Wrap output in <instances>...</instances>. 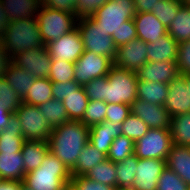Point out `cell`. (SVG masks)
<instances>
[{"label":"cell","instance_id":"1","mask_svg":"<svg viewBox=\"0 0 190 190\" xmlns=\"http://www.w3.org/2000/svg\"><path fill=\"white\" fill-rule=\"evenodd\" d=\"M47 142L49 152L71 170L89 142V127L81 121L69 120L53 129Z\"/></svg>","mask_w":190,"mask_h":190},{"label":"cell","instance_id":"2","mask_svg":"<svg viewBox=\"0 0 190 190\" xmlns=\"http://www.w3.org/2000/svg\"><path fill=\"white\" fill-rule=\"evenodd\" d=\"M0 45L12 58L31 48H43L45 44L41 37L37 17L10 22L0 37Z\"/></svg>","mask_w":190,"mask_h":190},{"label":"cell","instance_id":"3","mask_svg":"<svg viewBox=\"0 0 190 190\" xmlns=\"http://www.w3.org/2000/svg\"><path fill=\"white\" fill-rule=\"evenodd\" d=\"M71 178V171L48 152L41 165L25 175L23 184L32 190H64Z\"/></svg>","mask_w":190,"mask_h":190},{"label":"cell","instance_id":"4","mask_svg":"<svg viewBox=\"0 0 190 190\" xmlns=\"http://www.w3.org/2000/svg\"><path fill=\"white\" fill-rule=\"evenodd\" d=\"M136 72L115 66L106 75L105 102L131 105L137 99Z\"/></svg>","mask_w":190,"mask_h":190},{"label":"cell","instance_id":"5","mask_svg":"<svg viewBox=\"0 0 190 190\" xmlns=\"http://www.w3.org/2000/svg\"><path fill=\"white\" fill-rule=\"evenodd\" d=\"M37 21L44 44L57 40L76 28L78 17L74 13L40 5Z\"/></svg>","mask_w":190,"mask_h":190},{"label":"cell","instance_id":"6","mask_svg":"<svg viewBox=\"0 0 190 190\" xmlns=\"http://www.w3.org/2000/svg\"><path fill=\"white\" fill-rule=\"evenodd\" d=\"M135 14L133 0H108L90 17L106 32V35L112 36L124 22L133 19Z\"/></svg>","mask_w":190,"mask_h":190},{"label":"cell","instance_id":"7","mask_svg":"<svg viewBox=\"0 0 190 190\" xmlns=\"http://www.w3.org/2000/svg\"><path fill=\"white\" fill-rule=\"evenodd\" d=\"M76 27L83 41L84 51L103 55L113 62L117 46L112 37L106 35V32L90 16L78 18Z\"/></svg>","mask_w":190,"mask_h":190},{"label":"cell","instance_id":"8","mask_svg":"<svg viewBox=\"0 0 190 190\" xmlns=\"http://www.w3.org/2000/svg\"><path fill=\"white\" fill-rule=\"evenodd\" d=\"M14 114L20 120L25 140L48 141L53 129L38 106L21 103Z\"/></svg>","mask_w":190,"mask_h":190},{"label":"cell","instance_id":"9","mask_svg":"<svg viewBox=\"0 0 190 190\" xmlns=\"http://www.w3.org/2000/svg\"><path fill=\"white\" fill-rule=\"evenodd\" d=\"M172 146L171 132L166 129H149L134 143V154L138 159L166 160Z\"/></svg>","mask_w":190,"mask_h":190},{"label":"cell","instance_id":"10","mask_svg":"<svg viewBox=\"0 0 190 190\" xmlns=\"http://www.w3.org/2000/svg\"><path fill=\"white\" fill-rule=\"evenodd\" d=\"M112 65L108 57L84 51L74 64V80L83 86L93 79L106 76Z\"/></svg>","mask_w":190,"mask_h":190},{"label":"cell","instance_id":"11","mask_svg":"<svg viewBox=\"0 0 190 190\" xmlns=\"http://www.w3.org/2000/svg\"><path fill=\"white\" fill-rule=\"evenodd\" d=\"M51 57L46 47L31 48L20 52L12 58V62L23 68L35 78H48L51 68Z\"/></svg>","mask_w":190,"mask_h":190},{"label":"cell","instance_id":"12","mask_svg":"<svg viewBox=\"0 0 190 190\" xmlns=\"http://www.w3.org/2000/svg\"><path fill=\"white\" fill-rule=\"evenodd\" d=\"M51 59H58L75 63L84 53L83 41L76 27L57 40L45 45Z\"/></svg>","mask_w":190,"mask_h":190},{"label":"cell","instance_id":"13","mask_svg":"<svg viewBox=\"0 0 190 190\" xmlns=\"http://www.w3.org/2000/svg\"><path fill=\"white\" fill-rule=\"evenodd\" d=\"M147 43L134 39L129 43L117 47L113 64L120 68L136 72L141 66L148 62Z\"/></svg>","mask_w":190,"mask_h":190},{"label":"cell","instance_id":"14","mask_svg":"<svg viewBox=\"0 0 190 190\" xmlns=\"http://www.w3.org/2000/svg\"><path fill=\"white\" fill-rule=\"evenodd\" d=\"M131 113L139 117L150 129L170 130L171 116L163 105H155L137 98L130 105Z\"/></svg>","mask_w":190,"mask_h":190},{"label":"cell","instance_id":"15","mask_svg":"<svg viewBox=\"0 0 190 190\" xmlns=\"http://www.w3.org/2000/svg\"><path fill=\"white\" fill-rule=\"evenodd\" d=\"M166 168V160L139 159L130 190H157V182Z\"/></svg>","mask_w":190,"mask_h":190},{"label":"cell","instance_id":"16","mask_svg":"<svg viewBox=\"0 0 190 190\" xmlns=\"http://www.w3.org/2000/svg\"><path fill=\"white\" fill-rule=\"evenodd\" d=\"M163 106L171 118L190 112V91L184 75H178L168 84V97Z\"/></svg>","mask_w":190,"mask_h":190},{"label":"cell","instance_id":"17","mask_svg":"<svg viewBox=\"0 0 190 190\" xmlns=\"http://www.w3.org/2000/svg\"><path fill=\"white\" fill-rule=\"evenodd\" d=\"M137 79L169 84L179 74L176 61L150 62L136 71Z\"/></svg>","mask_w":190,"mask_h":190},{"label":"cell","instance_id":"18","mask_svg":"<svg viewBox=\"0 0 190 190\" xmlns=\"http://www.w3.org/2000/svg\"><path fill=\"white\" fill-rule=\"evenodd\" d=\"M133 20L137 38L146 43L155 42L168 33L167 28L151 12L136 13Z\"/></svg>","mask_w":190,"mask_h":190},{"label":"cell","instance_id":"19","mask_svg":"<svg viewBox=\"0 0 190 190\" xmlns=\"http://www.w3.org/2000/svg\"><path fill=\"white\" fill-rule=\"evenodd\" d=\"M121 130V125L103 121L89 128V142L107 156L113 140L121 134Z\"/></svg>","mask_w":190,"mask_h":190},{"label":"cell","instance_id":"20","mask_svg":"<svg viewBox=\"0 0 190 190\" xmlns=\"http://www.w3.org/2000/svg\"><path fill=\"white\" fill-rule=\"evenodd\" d=\"M179 43L168 33L155 42L147 43V59L150 62L176 61Z\"/></svg>","mask_w":190,"mask_h":190},{"label":"cell","instance_id":"21","mask_svg":"<svg viewBox=\"0 0 190 190\" xmlns=\"http://www.w3.org/2000/svg\"><path fill=\"white\" fill-rule=\"evenodd\" d=\"M166 166L190 185V146L172 144L166 159Z\"/></svg>","mask_w":190,"mask_h":190},{"label":"cell","instance_id":"22","mask_svg":"<svg viewBox=\"0 0 190 190\" xmlns=\"http://www.w3.org/2000/svg\"><path fill=\"white\" fill-rule=\"evenodd\" d=\"M25 175L21 152H0V177L2 180L23 181Z\"/></svg>","mask_w":190,"mask_h":190},{"label":"cell","instance_id":"23","mask_svg":"<svg viewBox=\"0 0 190 190\" xmlns=\"http://www.w3.org/2000/svg\"><path fill=\"white\" fill-rule=\"evenodd\" d=\"M24 141L20 120L13 114L0 134V152H21Z\"/></svg>","mask_w":190,"mask_h":190},{"label":"cell","instance_id":"24","mask_svg":"<svg viewBox=\"0 0 190 190\" xmlns=\"http://www.w3.org/2000/svg\"><path fill=\"white\" fill-rule=\"evenodd\" d=\"M49 152L47 141L25 140L21 153L25 166V174L37 169Z\"/></svg>","mask_w":190,"mask_h":190},{"label":"cell","instance_id":"25","mask_svg":"<svg viewBox=\"0 0 190 190\" xmlns=\"http://www.w3.org/2000/svg\"><path fill=\"white\" fill-rule=\"evenodd\" d=\"M10 22L19 21L37 15L40 0H0Z\"/></svg>","mask_w":190,"mask_h":190},{"label":"cell","instance_id":"26","mask_svg":"<svg viewBox=\"0 0 190 190\" xmlns=\"http://www.w3.org/2000/svg\"><path fill=\"white\" fill-rule=\"evenodd\" d=\"M106 159L107 156L104 153L88 142L78 156L75 166L70 170L71 176H85L94 166Z\"/></svg>","mask_w":190,"mask_h":190},{"label":"cell","instance_id":"27","mask_svg":"<svg viewBox=\"0 0 190 190\" xmlns=\"http://www.w3.org/2000/svg\"><path fill=\"white\" fill-rule=\"evenodd\" d=\"M167 97L168 84L138 80L137 98L151 104L164 105Z\"/></svg>","mask_w":190,"mask_h":190},{"label":"cell","instance_id":"28","mask_svg":"<svg viewBox=\"0 0 190 190\" xmlns=\"http://www.w3.org/2000/svg\"><path fill=\"white\" fill-rule=\"evenodd\" d=\"M167 32L178 43L190 40V6L181 5Z\"/></svg>","mask_w":190,"mask_h":190},{"label":"cell","instance_id":"29","mask_svg":"<svg viewBox=\"0 0 190 190\" xmlns=\"http://www.w3.org/2000/svg\"><path fill=\"white\" fill-rule=\"evenodd\" d=\"M3 77L21 99L27 94L36 79L34 76L29 75L23 68L16 66L13 62L8 66Z\"/></svg>","mask_w":190,"mask_h":190},{"label":"cell","instance_id":"30","mask_svg":"<svg viewBox=\"0 0 190 190\" xmlns=\"http://www.w3.org/2000/svg\"><path fill=\"white\" fill-rule=\"evenodd\" d=\"M53 98L52 82L49 78H36L22 103L39 106Z\"/></svg>","mask_w":190,"mask_h":190},{"label":"cell","instance_id":"31","mask_svg":"<svg viewBox=\"0 0 190 190\" xmlns=\"http://www.w3.org/2000/svg\"><path fill=\"white\" fill-rule=\"evenodd\" d=\"M88 102V96L82 86L77 91L69 93L66 99L62 100V103L67 110L69 120L81 121L85 114Z\"/></svg>","mask_w":190,"mask_h":190},{"label":"cell","instance_id":"32","mask_svg":"<svg viewBox=\"0 0 190 190\" xmlns=\"http://www.w3.org/2000/svg\"><path fill=\"white\" fill-rule=\"evenodd\" d=\"M138 158L135 154L127 157L125 160L115 162L116 164V182L118 189L130 190L136 175Z\"/></svg>","mask_w":190,"mask_h":190},{"label":"cell","instance_id":"33","mask_svg":"<svg viewBox=\"0 0 190 190\" xmlns=\"http://www.w3.org/2000/svg\"><path fill=\"white\" fill-rule=\"evenodd\" d=\"M170 132L172 144L190 146V112L172 117Z\"/></svg>","mask_w":190,"mask_h":190},{"label":"cell","instance_id":"34","mask_svg":"<svg viewBox=\"0 0 190 190\" xmlns=\"http://www.w3.org/2000/svg\"><path fill=\"white\" fill-rule=\"evenodd\" d=\"M38 108L47 119L52 129H55L69 121L67 110L62 101L52 98L49 101L40 104Z\"/></svg>","mask_w":190,"mask_h":190},{"label":"cell","instance_id":"35","mask_svg":"<svg viewBox=\"0 0 190 190\" xmlns=\"http://www.w3.org/2000/svg\"><path fill=\"white\" fill-rule=\"evenodd\" d=\"M116 173L115 162L106 159L94 166L85 177L101 184L117 187Z\"/></svg>","mask_w":190,"mask_h":190},{"label":"cell","instance_id":"36","mask_svg":"<svg viewBox=\"0 0 190 190\" xmlns=\"http://www.w3.org/2000/svg\"><path fill=\"white\" fill-rule=\"evenodd\" d=\"M134 154V141L131 138L120 134L110 146L107 159L113 162L125 160Z\"/></svg>","mask_w":190,"mask_h":190},{"label":"cell","instance_id":"37","mask_svg":"<svg viewBox=\"0 0 190 190\" xmlns=\"http://www.w3.org/2000/svg\"><path fill=\"white\" fill-rule=\"evenodd\" d=\"M183 4L182 0H160L159 4L152 9L154 16L168 28Z\"/></svg>","mask_w":190,"mask_h":190},{"label":"cell","instance_id":"38","mask_svg":"<svg viewBox=\"0 0 190 190\" xmlns=\"http://www.w3.org/2000/svg\"><path fill=\"white\" fill-rule=\"evenodd\" d=\"M74 64L58 59L51 60V70L48 78L52 83L69 82L74 80Z\"/></svg>","mask_w":190,"mask_h":190},{"label":"cell","instance_id":"39","mask_svg":"<svg viewBox=\"0 0 190 190\" xmlns=\"http://www.w3.org/2000/svg\"><path fill=\"white\" fill-rule=\"evenodd\" d=\"M106 112L107 103L105 101L89 100L81 122L90 128L93 125L100 124L105 121Z\"/></svg>","mask_w":190,"mask_h":190},{"label":"cell","instance_id":"40","mask_svg":"<svg viewBox=\"0 0 190 190\" xmlns=\"http://www.w3.org/2000/svg\"><path fill=\"white\" fill-rule=\"evenodd\" d=\"M121 134L131 138L134 143L142 138L150 129L139 117L130 113L121 124Z\"/></svg>","mask_w":190,"mask_h":190},{"label":"cell","instance_id":"41","mask_svg":"<svg viewBox=\"0 0 190 190\" xmlns=\"http://www.w3.org/2000/svg\"><path fill=\"white\" fill-rule=\"evenodd\" d=\"M22 103L21 97L10 86L8 81L4 78H0V105L4 106L6 110L14 113L19 105Z\"/></svg>","mask_w":190,"mask_h":190},{"label":"cell","instance_id":"42","mask_svg":"<svg viewBox=\"0 0 190 190\" xmlns=\"http://www.w3.org/2000/svg\"><path fill=\"white\" fill-rule=\"evenodd\" d=\"M186 184L174 171L167 166L157 182V190H188Z\"/></svg>","mask_w":190,"mask_h":190},{"label":"cell","instance_id":"43","mask_svg":"<svg viewBox=\"0 0 190 190\" xmlns=\"http://www.w3.org/2000/svg\"><path fill=\"white\" fill-rule=\"evenodd\" d=\"M111 37L117 47L129 43L131 40L137 39L134 20L130 19L124 22L117 32H113Z\"/></svg>","mask_w":190,"mask_h":190},{"label":"cell","instance_id":"44","mask_svg":"<svg viewBox=\"0 0 190 190\" xmlns=\"http://www.w3.org/2000/svg\"><path fill=\"white\" fill-rule=\"evenodd\" d=\"M131 113L130 105L125 103L107 104L105 121H111L114 125H121Z\"/></svg>","mask_w":190,"mask_h":190},{"label":"cell","instance_id":"45","mask_svg":"<svg viewBox=\"0 0 190 190\" xmlns=\"http://www.w3.org/2000/svg\"><path fill=\"white\" fill-rule=\"evenodd\" d=\"M82 87L89 100L105 101L106 76L93 79Z\"/></svg>","mask_w":190,"mask_h":190},{"label":"cell","instance_id":"46","mask_svg":"<svg viewBox=\"0 0 190 190\" xmlns=\"http://www.w3.org/2000/svg\"><path fill=\"white\" fill-rule=\"evenodd\" d=\"M69 185L74 190H118L117 187L92 181L85 176L72 177Z\"/></svg>","mask_w":190,"mask_h":190},{"label":"cell","instance_id":"47","mask_svg":"<svg viewBox=\"0 0 190 190\" xmlns=\"http://www.w3.org/2000/svg\"><path fill=\"white\" fill-rule=\"evenodd\" d=\"M176 64L180 75L190 73V40L179 43Z\"/></svg>","mask_w":190,"mask_h":190},{"label":"cell","instance_id":"48","mask_svg":"<svg viewBox=\"0 0 190 190\" xmlns=\"http://www.w3.org/2000/svg\"><path fill=\"white\" fill-rule=\"evenodd\" d=\"M108 0H76V16H91L98 8L102 7Z\"/></svg>","mask_w":190,"mask_h":190},{"label":"cell","instance_id":"49","mask_svg":"<svg viewBox=\"0 0 190 190\" xmlns=\"http://www.w3.org/2000/svg\"><path fill=\"white\" fill-rule=\"evenodd\" d=\"M80 87L81 85H79L75 80L52 83L53 98L62 101L63 99H66L69 93L77 91Z\"/></svg>","mask_w":190,"mask_h":190},{"label":"cell","instance_id":"50","mask_svg":"<svg viewBox=\"0 0 190 190\" xmlns=\"http://www.w3.org/2000/svg\"><path fill=\"white\" fill-rule=\"evenodd\" d=\"M42 5L52 9L76 14V0H40Z\"/></svg>","mask_w":190,"mask_h":190},{"label":"cell","instance_id":"51","mask_svg":"<svg viewBox=\"0 0 190 190\" xmlns=\"http://www.w3.org/2000/svg\"><path fill=\"white\" fill-rule=\"evenodd\" d=\"M135 4L136 13H152V9L159 4L160 0H133Z\"/></svg>","mask_w":190,"mask_h":190},{"label":"cell","instance_id":"52","mask_svg":"<svg viewBox=\"0 0 190 190\" xmlns=\"http://www.w3.org/2000/svg\"><path fill=\"white\" fill-rule=\"evenodd\" d=\"M11 62L12 57L0 45V78L4 76Z\"/></svg>","mask_w":190,"mask_h":190},{"label":"cell","instance_id":"53","mask_svg":"<svg viewBox=\"0 0 190 190\" xmlns=\"http://www.w3.org/2000/svg\"><path fill=\"white\" fill-rule=\"evenodd\" d=\"M13 114L14 113L6 110L4 106L0 105V134L5 129V126L9 123V119Z\"/></svg>","mask_w":190,"mask_h":190},{"label":"cell","instance_id":"54","mask_svg":"<svg viewBox=\"0 0 190 190\" xmlns=\"http://www.w3.org/2000/svg\"><path fill=\"white\" fill-rule=\"evenodd\" d=\"M23 181L1 180L0 190H20Z\"/></svg>","mask_w":190,"mask_h":190},{"label":"cell","instance_id":"55","mask_svg":"<svg viewBox=\"0 0 190 190\" xmlns=\"http://www.w3.org/2000/svg\"><path fill=\"white\" fill-rule=\"evenodd\" d=\"M9 23L10 21L7 17V12L0 1V37L3 35Z\"/></svg>","mask_w":190,"mask_h":190},{"label":"cell","instance_id":"56","mask_svg":"<svg viewBox=\"0 0 190 190\" xmlns=\"http://www.w3.org/2000/svg\"><path fill=\"white\" fill-rule=\"evenodd\" d=\"M184 77H185V79H186V83H187L188 90L190 91V73L184 75Z\"/></svg>","mask_w":190,"mask_h":190},{"label":"cell","instance_id":"57","mask_svg":"<svg viewBox=\"0 0 190 190\" xmlns=\"http://www.w3.org/2000/svg\"><path fill=\"white\" fill-rule=\"evenodd\" d=\"M20 190H32V189L28 188L26 185H24V184L22 183Z\"/></svg>","mask_w":190,"mask_h":190},{"label":"cell","instance_id":"58","mask_svg":"<svg viewBox=\"0 0 190 190\" xmlns=\"http://www.w3.org/2000/svg\"><path fill=\"white\" fill-rule=\"evenodd\" d=\"M182 2L188 6H190V0H182Z\"/></svg>","mask_w":190,"mask_h":190},{"label":"cell","instance_id":"59","mask_svg":"<svg viewBox=\"0 0 190 190\" xmlns=\"http://www.w3.org/2000/svg\"><path fill=\"white\" fill-rule=\"evenodd\" d=\"M64 190H74L70 185H68Z\"/></svg>","mask_w":190,"mask_h":190}]
</instances>
